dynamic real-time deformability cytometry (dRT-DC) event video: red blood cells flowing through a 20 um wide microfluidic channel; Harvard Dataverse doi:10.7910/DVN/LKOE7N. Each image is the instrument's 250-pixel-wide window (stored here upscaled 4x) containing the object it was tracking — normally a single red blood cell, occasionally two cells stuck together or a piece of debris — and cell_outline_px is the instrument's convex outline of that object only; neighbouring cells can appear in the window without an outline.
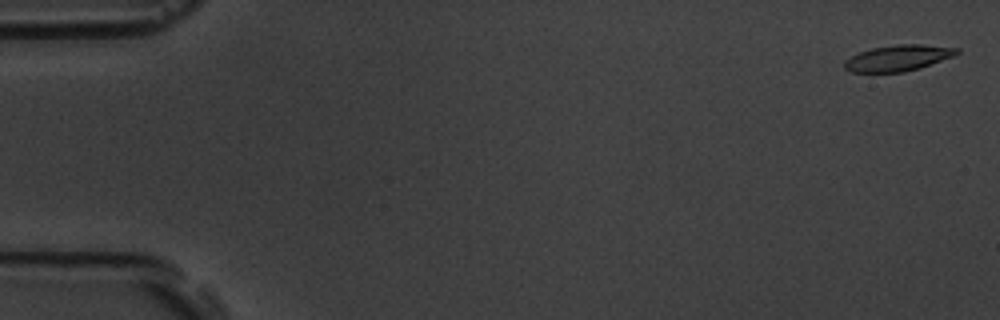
{"species": "common noctule bat (a hibernating species)", "species_latin": "Nyctalus noctula", "temperature_condition": "room temperature", "stored_images_in_passage": 14, "camera_frame_rate_fps": 3000, "um_per_image_px": 0.085, "animal": {"sex": "male", "body_mass_g": 19.5, "forearm_length_mm": 54.6}, "frame": {"image": 1, "passage_image": 1, "time_ms": 0.0, "image_size_px": [1000, 320], "cell_outline_px": [[960, 52], [952, 56], [920, 68], [904, 72], [852, 72], [844, 68], [844, 60], [860, 52], [872, 48], [900, 44], [920, 44], [960, 48]], "centroid_in_image_um": [76.33, 4.93], "position_along_channel_um": 8.7, "area_um2": 16.88}}